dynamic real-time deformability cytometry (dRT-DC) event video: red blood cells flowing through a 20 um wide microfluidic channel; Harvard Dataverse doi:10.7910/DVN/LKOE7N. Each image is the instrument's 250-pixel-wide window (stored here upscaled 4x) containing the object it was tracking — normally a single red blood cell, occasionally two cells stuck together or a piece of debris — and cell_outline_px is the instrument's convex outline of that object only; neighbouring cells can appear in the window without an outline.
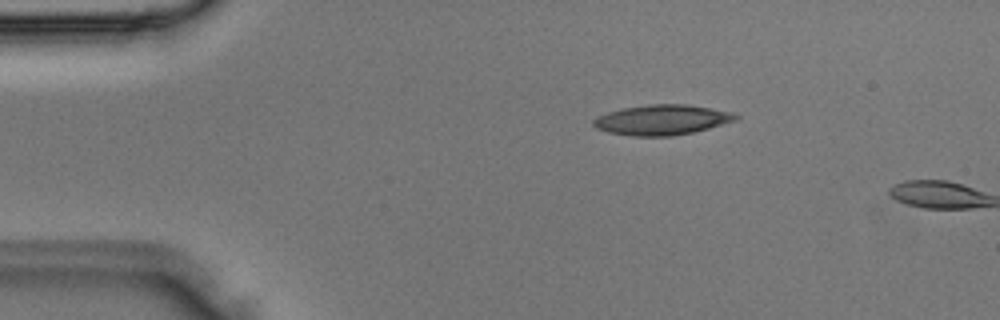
{"species": "Egyptian fruit bat (a non-hibernating species)", "species_latin": "Rousettus aegyptiacus", "temperature_condition": "room temperature", "stored_images_in_passage": 3, "camera_frame_rate_fps": 3000, "um_per_image_px": 0.085, "animal": {"sex": "male"}, "frame": {"image": 1, "passage_image": 2, "time_ms": 0.333, "image_size_px": [1000, 320], "cell_outline_px": [[740, 116], [736, 120], [708, 128], [692, 132], [672, 136], [632, 136], [608, 132], [596, 128], [592, 124], [592, 120], [596, 116], [620, 108], [648, 104], [688, 104], [736, 112]], "centroid_in_image_um": [56.26, 10.17], "position_along_channel_um": 28.7, "area_um2": 25.26}}